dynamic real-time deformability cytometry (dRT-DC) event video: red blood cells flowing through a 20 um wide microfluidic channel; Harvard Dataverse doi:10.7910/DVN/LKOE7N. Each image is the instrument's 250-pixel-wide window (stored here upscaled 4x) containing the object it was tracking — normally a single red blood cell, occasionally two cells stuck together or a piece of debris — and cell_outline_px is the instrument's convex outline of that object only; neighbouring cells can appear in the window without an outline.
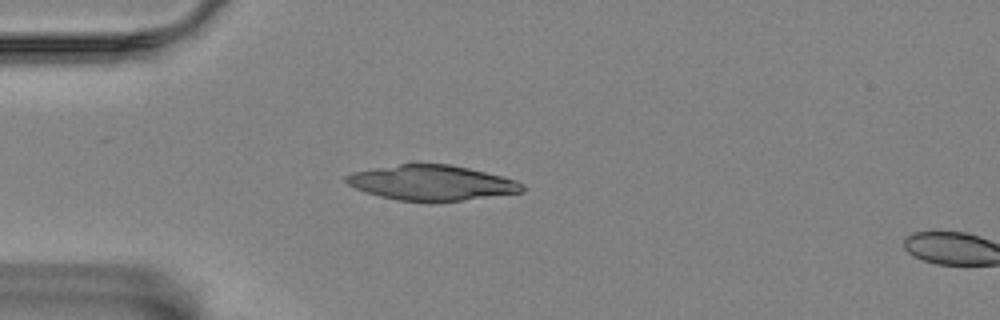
{"species": "Egyptian fruit bat (a non-hibernating species)", "species_latin": "Rousettus aegyptiacus", "temperature_condition": "room temperature", "stored_images_in_passage": 16, "camera_frame_rate_fps": 3000, "um_per_image_px": 0.085, "animal": {"sex": "female"}, "frame": {"image": 1, "passage_image": 14, "time_ms": 4.333, "image_size_px": [1000, 320], "cell_outline_px": [[524, 192], [460, 200], [396, 200], [380, 196], [356, 188], [348, 184], [344, 180], [344, 176], [352, 172], [400, 164], [452, 164], [516, 180], [524, 184]], "centroid_in_image_um": [36.69, 15.52], "position_along_channel_um": 48.3, "area_um2": 35.32}}